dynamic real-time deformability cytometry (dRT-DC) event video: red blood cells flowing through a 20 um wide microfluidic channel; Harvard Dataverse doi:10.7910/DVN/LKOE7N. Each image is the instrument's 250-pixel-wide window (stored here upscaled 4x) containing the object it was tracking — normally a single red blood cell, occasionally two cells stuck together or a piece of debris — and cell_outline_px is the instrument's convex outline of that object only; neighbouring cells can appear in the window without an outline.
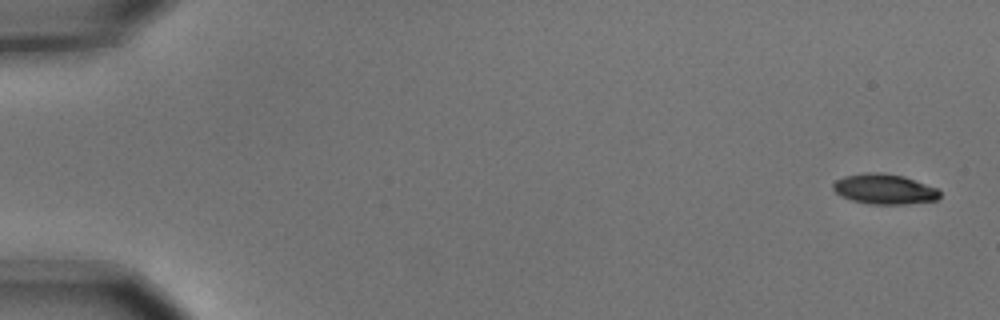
{"species": "common noctule bat (a hibernating species)", "species_latin": "Nyctalus noctula", "temperature_condition": "cold", "stored_images_in_passage": 6, "camera_frame_rate_fps": 3000, "um_per_image_px": 0.085, "animal": {"sex": "male", "body_mass_g": 15.6}, "frame": {"image": 1, "passage_image": 1, "time_ms": 0.0, "image_size_px": [1000, 320], "cell_outline_px": [[940, 196], [936, 200], [908, 204], [868, 204], [852, 200], [840, 196], [832, 188], [832, 184], [836, 180], [844, 176], [868, 172], [880, 172], [904, 176], [936, 188], [940, 192]], "centroid_in_image_um": [75.15, 16.07], "position_along_channel_um": 9.9, "area_um2": 18.79}}
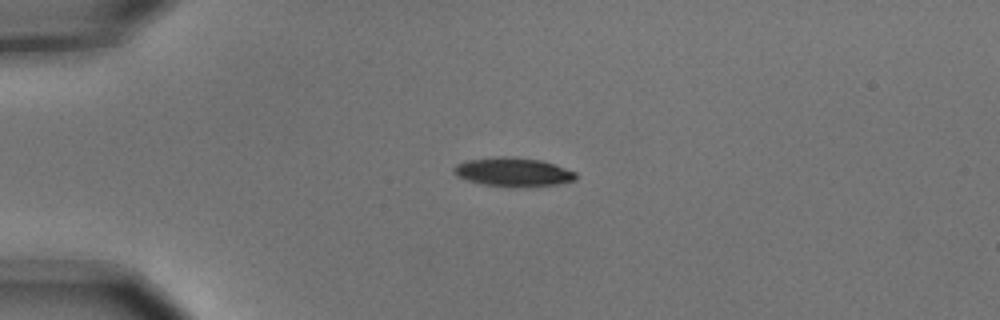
{"frame": {"image": 2, "passage_image": 4, "time_ms": 1.0, "image_size_px": [1000, 320], "cell_outline_px": [[576, 180], [560, 184], [516, 188], [480, 184], [456, 176], [452, 172], [452, 168], [456, 164], [468, 160], [496, 156], [512, 156], [540, 160], [576, 172]], "centroid_in_image_um": [43.58, 14.63], "position_along_channel_um": 41.4, "area_um2": 20.81}}
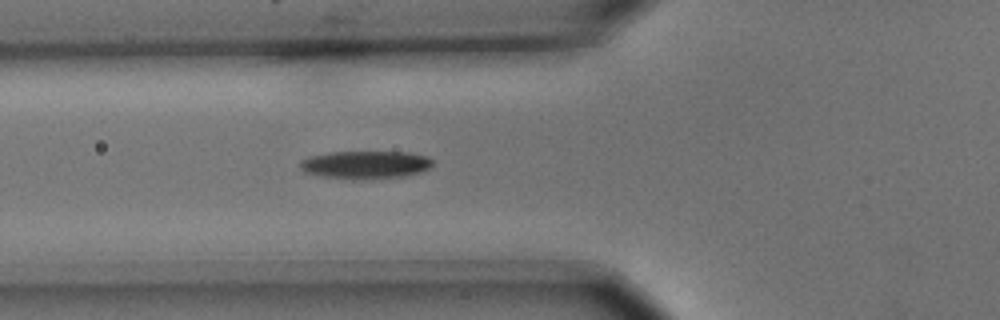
{"frame": {"image": 3, "passage_image": 6, "time_ms": 1.667, "image_size_px": [1000, 320], "cell_outline_px": [[432, 164], [428, 168], [420, 172], [404, 176], [352, 180], [324, 176], [304, 172], [300, 168], [300, 160], [308, 156], [328, 152], [408, 152], [428, 156], [432, 160]], "centroid_in_image_um": [31.03, 14.0], "position_along_channel_um": 94.8, "area_um2": 21.62}}